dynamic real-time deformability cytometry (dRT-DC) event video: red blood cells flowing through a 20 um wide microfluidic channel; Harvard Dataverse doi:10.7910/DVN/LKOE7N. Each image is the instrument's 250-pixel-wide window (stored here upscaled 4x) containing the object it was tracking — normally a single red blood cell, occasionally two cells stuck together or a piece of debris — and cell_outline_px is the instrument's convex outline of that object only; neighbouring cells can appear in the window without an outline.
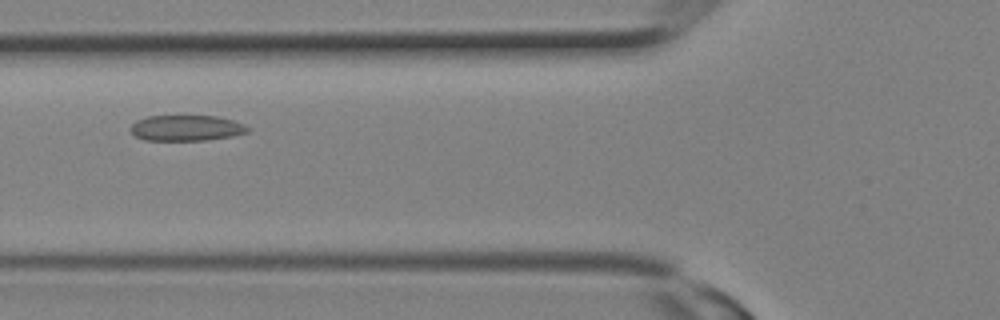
{"species": "Egyptian fruit bat (a non-hibernating species)", "species_latin": "Rousettus aegyptiacus", "temperature_condition": "room temperature", "stored_images_in_passage": 4, "camera_frame_rate_fps": 3000, "um_per_image_px": 0.085, "animal": {"sex": "female"}, "frame": {"image": 1, "passage_image": 4, "time_ms": 1.0, "image_size_px": [1000, 320], "cell_outline_px": [[252, 128], [248, 132], [232, 136], [208, 140], [144, 140], [136, 136], [128, 128], [136, 120], [148, 116], [216, 116], [232, 120], [244, 124]], "centroid_in_image_um": [15.85, 10.88], "position_along_channel_um": 110.0, "area_um2": 17.63}}